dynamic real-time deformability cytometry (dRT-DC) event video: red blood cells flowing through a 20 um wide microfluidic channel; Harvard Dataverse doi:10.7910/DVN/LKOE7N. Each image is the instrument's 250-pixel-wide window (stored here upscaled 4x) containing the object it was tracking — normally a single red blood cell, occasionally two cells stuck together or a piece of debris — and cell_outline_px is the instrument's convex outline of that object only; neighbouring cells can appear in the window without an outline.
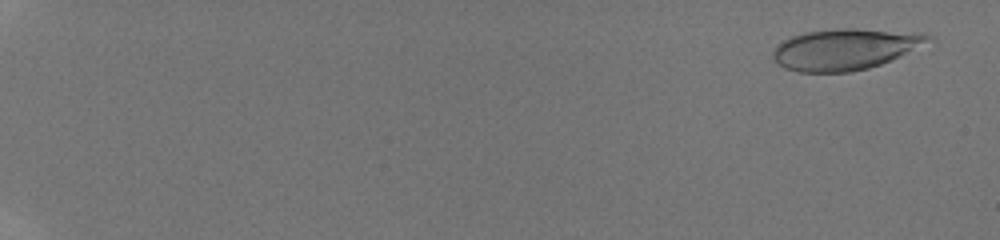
{"species": "human", "species_latin": "Homo sapiens", "temperature_condition": "room temperature", "stored_images_in_passage": 29, "camera_frame_rate_fps": 3000, "um_per_image_px": 0.085, "donor": {"sex": "male"}, "frame": {"image": 1, "passage_image": 3, "time_ms": 0.667, "image_size_px": [1000, 240], "cell_outline_px": [[936, 40], [900, 56], [880, 64], [868, 68], [848, 72], [800, 72], [784, 68], [772, 56], [772, 52], [784, 40], [792, 36], [804, 32], [840, 28], [856, 28], [924, 32], [932, 36]], "centroid_in_image_um": [71.92, 4.16], "position_along_channel_um": 13.1, "area_um2": 37.45}}
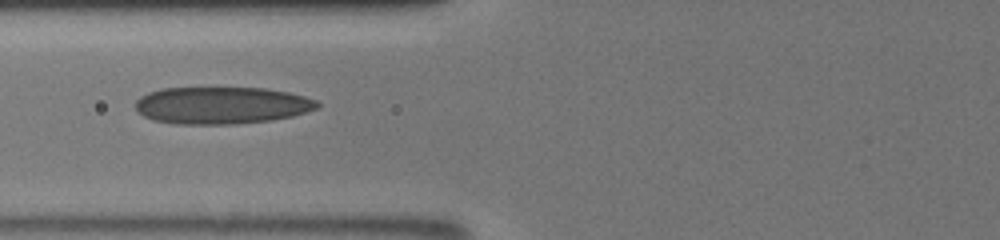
{"frame": {"image": 2, "passage_image": 22, "time_ms": 8.333, "image_size_px": [1000, 240], "cell_outline_px": [[320, 104], [316, 108], [292, 116], [272, 120], [236, 124], [172, 124], [152, 120], [136, 112], [136, 100], [140, 96], [148, 92], [160, 88], [264, 88], [288, 92], [304, 96], [316, 100]], "centroid_in_image_um": [18.78, 8.96], "position_along_channel_um": 107.0, "area_um2": 39.54}}
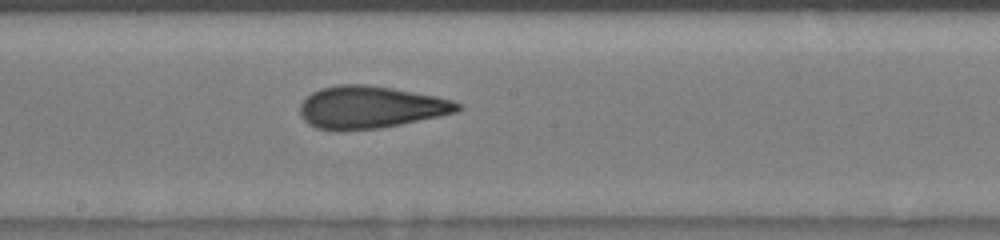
{"frame": {"image": 3, "passage_image": 29, "time_ms": 11.0, "image_size_px": [1000, 240], "cell_outline_px": [[464, 108], [456, 112], [440, 116], [380, 128], [340, 132], [336, 132], [316, 128], [308, 124], [300, 116], [300, 104], [312, 92], [320, 88], [336, 84], [364, 84], [436, 96], [452, 100], [460, 104]], "centroid_in_image_um": [31.44, 9.14], "position_along_channel_um": 216.8, "area_um2": 39.07}}